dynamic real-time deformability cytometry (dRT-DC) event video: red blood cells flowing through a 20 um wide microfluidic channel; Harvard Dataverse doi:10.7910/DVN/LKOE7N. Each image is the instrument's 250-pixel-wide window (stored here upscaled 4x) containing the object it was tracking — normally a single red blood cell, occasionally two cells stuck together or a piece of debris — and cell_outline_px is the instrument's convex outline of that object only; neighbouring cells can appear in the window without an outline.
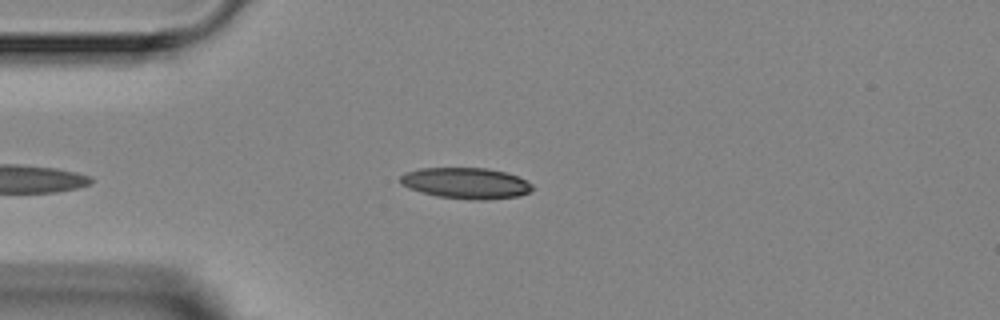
{"species": "Egyptian fruit bat (a non-hibernating species)", "species_latin": "Rousettus aegyptiacus", "temperature_condition": "room temperature", "stored_images_in_passage": 5, "camera_frame_rate_fps": 3000, "um_per_image_px": 0.085, "animal": {"sex": "female"}, "frame": {"image": 1, "passage_image": 5, "time_ms": 4.667, "image_size_px": [1000, 320], "cell_outline_px": [[532, 188], [528, 192], [520, 196], [484, 200], [472, 200], [436, 196], [420, 192], [408, 188], [400, 184], [400, 176], [404, 172], [420, 168], [488, 168], [504, 172], [516, 176], [532, 184]], "centroid_in_image_um": [39.55, 15.57], "position_along_channel_um": 45.4, "area_um2": 23.93}}